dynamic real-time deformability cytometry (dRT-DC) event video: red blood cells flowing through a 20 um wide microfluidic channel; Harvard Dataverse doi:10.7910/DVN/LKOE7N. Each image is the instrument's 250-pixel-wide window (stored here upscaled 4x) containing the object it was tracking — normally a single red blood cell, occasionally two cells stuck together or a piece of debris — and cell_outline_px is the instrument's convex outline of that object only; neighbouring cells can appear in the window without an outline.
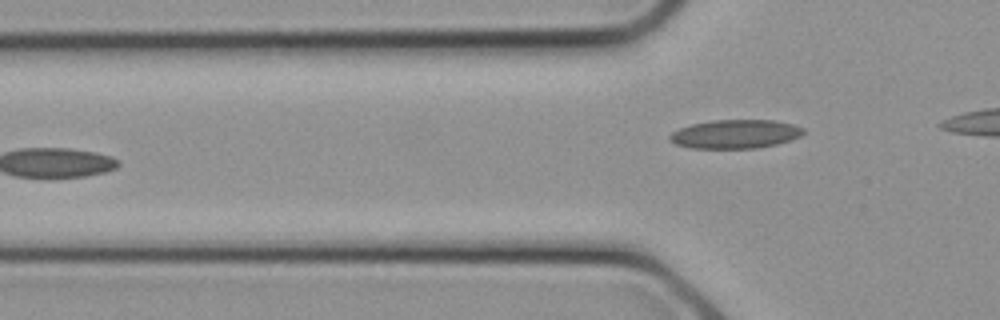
{"species": "common noctule bat (a hibernating species)", "species_latin": "Nyctalus noctula", "temperature_condition": "cold", "stored_images_in_passage": 10, "camera_frame_rate_fps": 3000, "um_per_image_px": 0.085, "animal": {"sex": "female", "body_mass_g": 21.9}, "frame": {"image": 1, "passage_image": 10, "time_ms": 3.0, "image_size_px": [1000, 320], "cell_outline_px": [[804, 132], [800, 136], [792, 140], [776, 144], [756, 148], [692, 148], [676, 144], [668, 140], [668, 136], [672, 132], [680, 128], [692, 124], [712, 120], [776, 120], [792, 124], [804, 128]], "centroid_in_image_um": [62.5, 11.39], "position_along_channel_um": 63.3, "area_um2": 22.43}}